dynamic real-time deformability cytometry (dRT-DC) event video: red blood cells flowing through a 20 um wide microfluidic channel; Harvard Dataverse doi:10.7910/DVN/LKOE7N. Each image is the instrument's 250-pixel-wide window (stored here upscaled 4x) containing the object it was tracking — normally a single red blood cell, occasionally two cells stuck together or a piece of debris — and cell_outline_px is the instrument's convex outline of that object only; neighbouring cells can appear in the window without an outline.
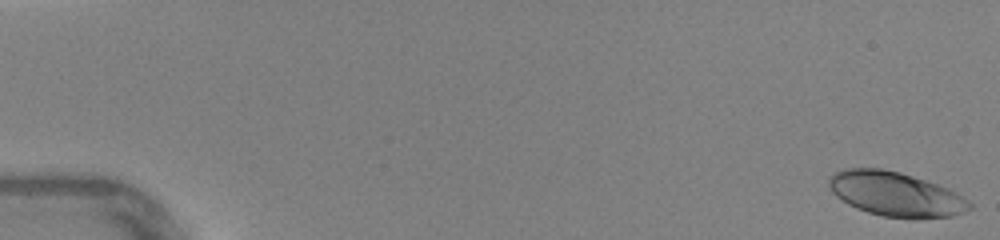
{"species": "human", "species_latin": "Homo sapiens", "temperature_condition": "warm", "stored_images_in_passage": 47, "camera_frame_rate_fps": 3000, "um_per_image_px": 0.085, "donor": {"sex": "female"}, "frame": {"image": 1, "passage_image": 1, "time_ms": 0.0, "image_size_px": [1000, 240], "cell_outline_px": [[972, 208], [964, 212], [952, 216], [916, 220], [912, 220], [884, 216], [868, 212], [856, 208], [848, 204], [836, 196], [832, 192], [828, 184], [828, 180], [832, 172], [844, 168], [880, 168], [900, 172], [948, 188], [956, 192], [968, 200], [972, 204]], "centroid_in_image_um": [76.13, 16.51], "position_along_channel_um": 8.9, "area_um2": 36.76}}
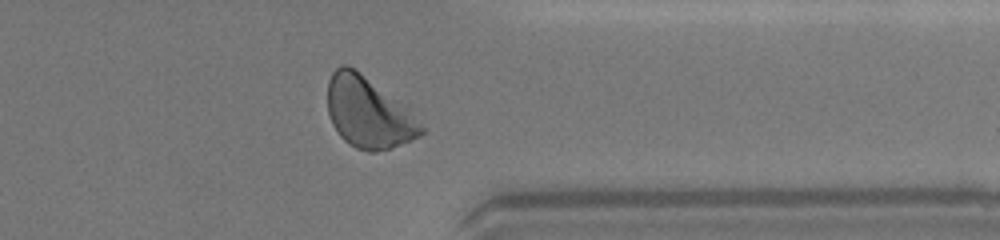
{"frame": {"image": 2, "passage_image": 38, "time_ms": 12.333, "image_size_px": [1000, 240], "cell_outline_px": [[424, 132], [420, 136], [400, 144], [376, 152], [368, 152], [356, 148], [348, 144], [340, 136], [332, 124], [328, 112], [328, 80], [332, 72], [340, 64], [348, 64], [408, 104], [424, 128]], "centroid_in_image_um": [31.34, 9.54], "position_along_channel_um": 380.1, "area_um2": 39.36}}
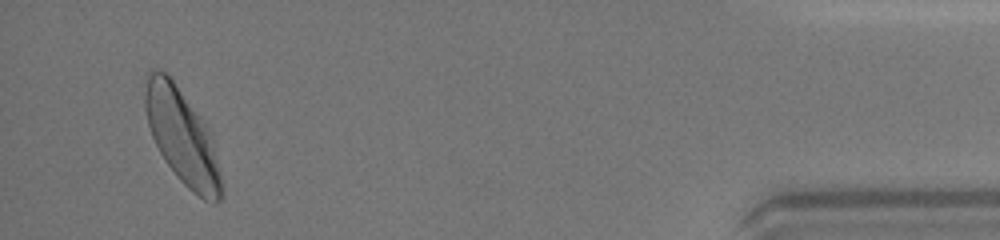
{"frame": {"image": 3, "passage_image": 45, "time_ms": 14.667, "image_size_px": [1000, 240], "cell_outline_px": [[224, 196], [216, 204], [212, 204], [204, 200], [192, 192], [176, 176], [160, 152], [152, 136], [148, 124], [144, 104], [144, 96], [148, 76], [152, 68], [164, 72], [172, 80], [208, 128], [212, 140], [220, 172]], "centroid_in_image_um": [15.5, 11.69], "position_along_channel_um": 419.7, "area_um2": 41.44}, "authors_computed_cell_mechanics": {"area_um2": 36.7608, "velocity_mm_per_s": 4.3392, "shape_relaxation_time_tau1_ms": 2.3116, "shape_relaxation_time_tau2_ms": 4.8745, "deformation_change_tau1": 0.144, "deformation_change_tau2": 0.0716}}